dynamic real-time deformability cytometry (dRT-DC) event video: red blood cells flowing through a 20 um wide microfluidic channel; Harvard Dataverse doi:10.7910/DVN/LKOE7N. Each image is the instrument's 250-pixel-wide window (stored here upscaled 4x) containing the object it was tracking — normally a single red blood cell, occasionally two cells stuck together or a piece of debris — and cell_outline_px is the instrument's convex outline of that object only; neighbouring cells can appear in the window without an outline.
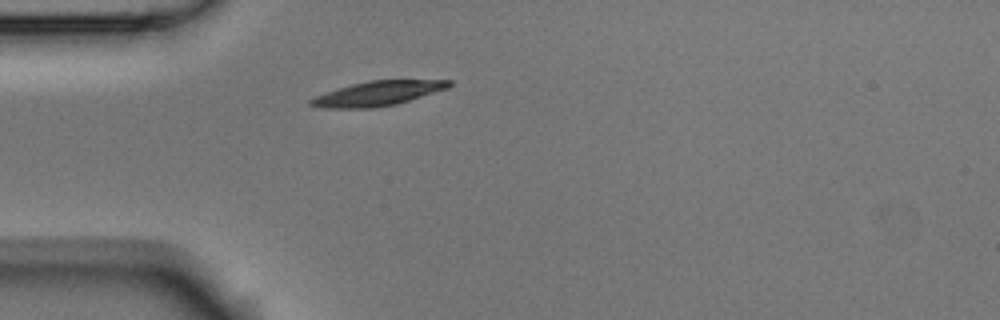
{"species": "Egyptian fruit bat (a non-hibernating species)", "species_latin": "Rousettus aegyptiacus", "temperature_condition": "room temperature", "stored_images_in_passage": 1, "camera_frame_rate_fps": 3000, "um_per_image_px": 0.085, "animal": {"sex": "male"}, "frame": {"image": 1, "passage_image": 1, "time_ms": 0.0, "image_size_px": [1000, 320], "cell_outline_px": [[452, 84], [448, 88], [396, 104], [372, 108], [324, 108], [308, 104], [308, 100], [316, 96], [352, 84], [368, 80], [452, 80]], "centroid_in_image_um": [32.12, 7.94], "position_along_channel_um": 52.9, "area_um2": 19.54}}